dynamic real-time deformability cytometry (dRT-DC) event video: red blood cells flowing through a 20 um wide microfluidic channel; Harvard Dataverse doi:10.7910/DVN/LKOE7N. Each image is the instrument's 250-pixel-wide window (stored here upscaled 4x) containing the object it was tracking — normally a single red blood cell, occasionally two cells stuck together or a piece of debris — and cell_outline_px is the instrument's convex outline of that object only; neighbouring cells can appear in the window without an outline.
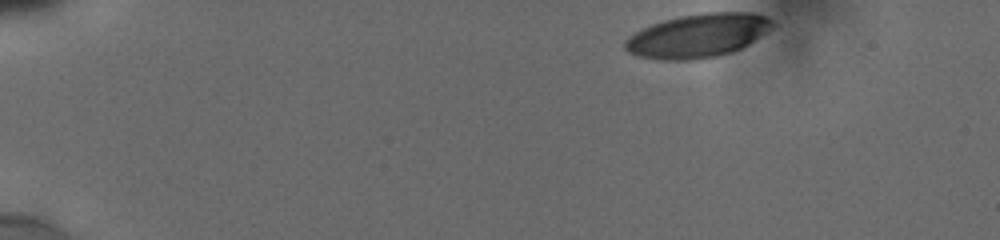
{"species": "human", "species_latin": "Homo sapiens", "temperature_condition": "cold", "stored_images_in_passage": 21, "camera_frame_rate_fps": 3000, "um_per_image_px": 0.085, "donor": {"sex": "male"}, "frame": {"image": 1, "passage_image": 1, "time_ms": 0.0, "image_size_px": [1000, 240], "cell_outline_px": [[772, 24], [768, 28], [748, 44], [732, 52], [716, 56], [692, 60], [656, 60], [636, 56], [628, 52], [624, 48], [624, 40], [628, 36], [652, 24], [664, 20], [680, 16], [704, 12], [752, 12], [764, 16]], "centroid_in_image_um": [59.21, 3.04], "position_along_channel_um": 25.8, "area_um2": 37.11}}
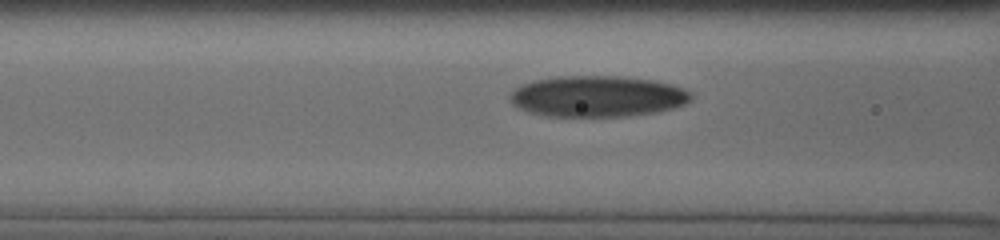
{"frame": {"image": 2, "passage_image": 14, "time_ms": 5.333, "image_size_px": [1000, 240], "cell_outline_px": [[692, 100], [684, 104], [672, 108], [656, 112], [628, 116], [544, 116], [528, 112], [512, 104], [508, 96], [516, 88], [524, 84], [536, 80], [556, 76], [620, 76], [652, 80], [672, 84], [684, 88], [692, 92]], "centroid_in_image_um": [50.8, 8.19], "position_along_channel_um": 115.8, "area_um2": 43.47}}
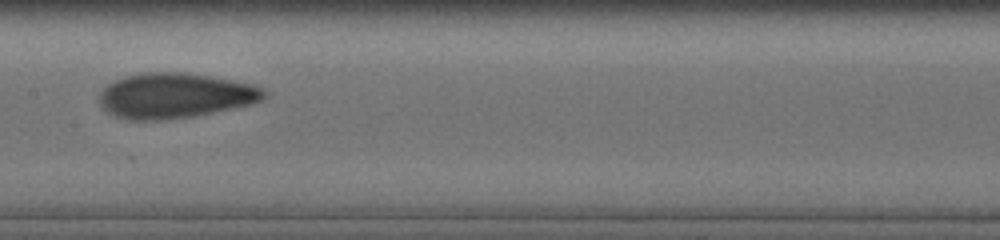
{"frame": {"image": 3, "passage_image": 19, "time_ms": 7.333, "image_size_px": [1000, 240], "cell_outline_px": [[268, 96], [252, 104], [236, 108], [196, 116], [164, 120], [124, 120], [112, 116], [100, 104], [100, 92], [112, 80], [144, 72], [184, 72], [208, 76], [252, 84], [264, 88], [268, 92]], "centroid_in_image_um": [14.88, 8.14], "position_along_channel_um": 192.5, "area_um2": 43.75}}